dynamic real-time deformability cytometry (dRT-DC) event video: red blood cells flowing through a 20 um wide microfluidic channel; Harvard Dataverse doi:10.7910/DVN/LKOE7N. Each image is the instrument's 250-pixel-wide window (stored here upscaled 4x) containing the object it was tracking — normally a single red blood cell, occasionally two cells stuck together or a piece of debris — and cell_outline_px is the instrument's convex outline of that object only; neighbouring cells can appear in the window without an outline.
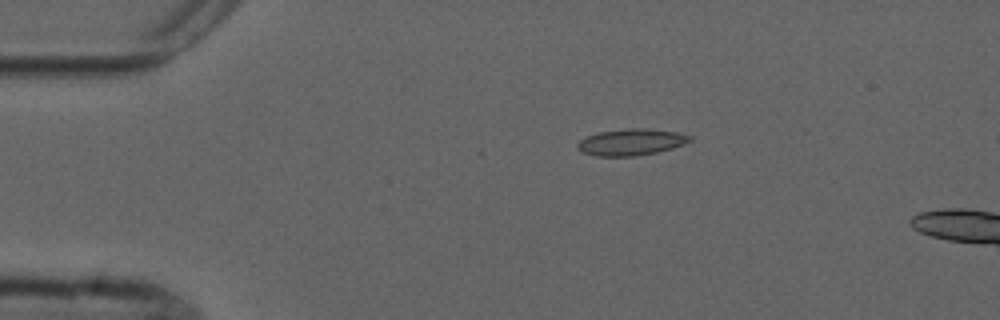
{"species": "common noctule bat (a hibernating species)", "species_latin": "Nyctalus noctula", "temperature_condition": "cold", "stored_images_in_passage": 3, "camera_frame_rate_fps": 3000, "um_per_image_px": 0.085, "animal": {"sex": "male", "forearm_length_mm": 52.5}, "frame": {"image": 1, "passage_image": 2, "time_ms": 1.0, "image_size_px": [1000, 320], "cell_outline_px": [[692, 140], [684, 144], [672, 148], [656, 152], [632, 156], [596, 156], [584, 152], [576, 148], [576, 144], [580, 140], [588, 136], [600, 132], [628, 128], [644, 128], [676, 132], [692, 136]], "centroid_in_image_um": [53.65, 12.07], "position_along_channel_um": 31.4, "area_um2": 17.17}}